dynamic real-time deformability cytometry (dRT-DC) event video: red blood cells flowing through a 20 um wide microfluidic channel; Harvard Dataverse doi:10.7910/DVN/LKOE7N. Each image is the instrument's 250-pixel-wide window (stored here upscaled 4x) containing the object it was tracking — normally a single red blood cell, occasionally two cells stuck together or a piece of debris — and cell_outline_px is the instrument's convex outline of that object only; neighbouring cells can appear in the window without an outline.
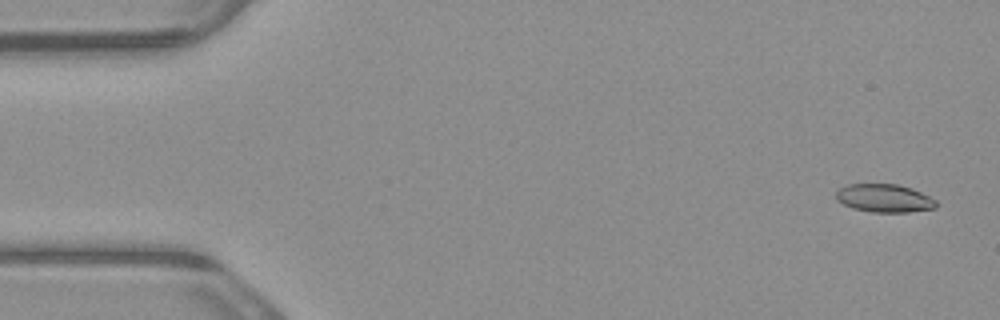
{"species": "common noctule bat (a hibernating species)", "species_latin": "Nyctalus noctula", "temperature_condition": "warm", "stored_images_in_passage": 8, "camera_frame_rate_fps": 3000, "um_per_image_px": 0.085, "animal": {"sex": "male", "body_mass_g": 23.1, "forearm_length_mm": 52.7}, "frame": {"image": 1, "passage_image": 1, "time_ms": 0.0, "image_size_px": [1000, 320], "cell_outline_px": [[936, 208], [908, 212], [872, 212], [852, 208], [836, 200], [836, 192], [840, 188], [848, 184], [896, 184], [912, 188], [936, 200]], "centroid_in_image_um": [75.15, 16.85], "position_along_channel_um": 9.8, "area_um2": 16.36}}
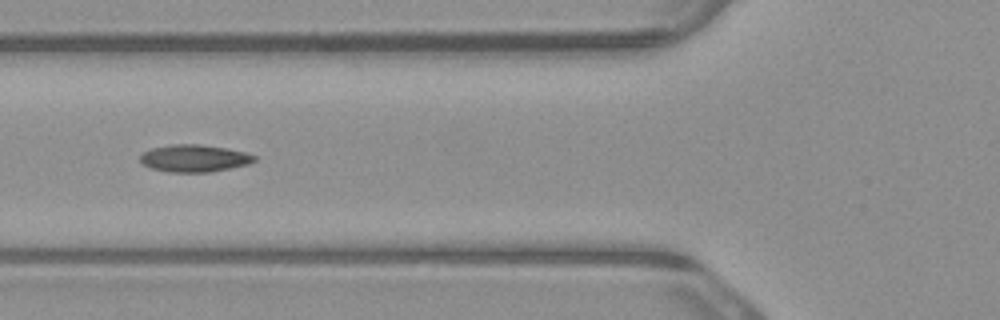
{"frame": {"image": 2, "passage_image": 6, "time_ms": 1.667, "image_size_px": [1000, 320], "cell_outline_px": [[256, 160], [248, 164], [208, 172], [168, 172], [152, 168], [144, 164], [140, 160], [140, 152], [152, 148], [172, 144], [200, 144], [228, 148], [244, 152], [256, 156]], "centroid_in_image_um": [16.49, 13.44], "position_along_channel_um": 109.3, "area_um2": 18.09}}
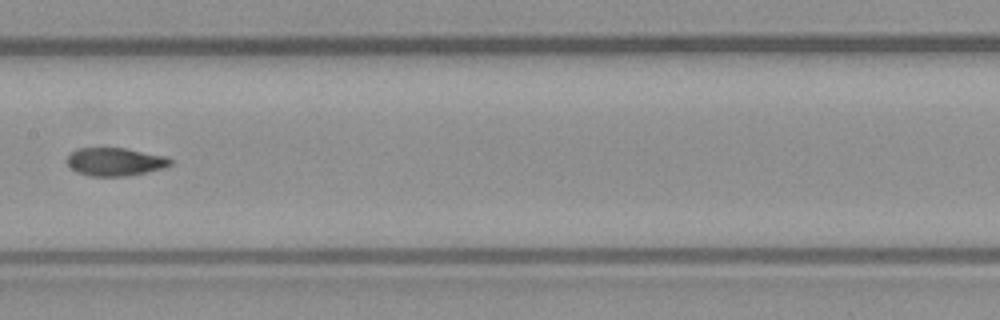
{"frame": {"image": 3, "passage_image": 8, "time_ms": 2.333, "image_size_px": [1000, 320], "cell_outline_px": [[172, 164], [164, 168], [124, 176], [88, 176], [76, 172], [64, 160], [76, 148], [124, 148], [164, 156], [172, 160]], "centroid_in_image_um": [9.73, 13.75], "position_along_channel_um": 197.7, "area_um2": 16.82}}